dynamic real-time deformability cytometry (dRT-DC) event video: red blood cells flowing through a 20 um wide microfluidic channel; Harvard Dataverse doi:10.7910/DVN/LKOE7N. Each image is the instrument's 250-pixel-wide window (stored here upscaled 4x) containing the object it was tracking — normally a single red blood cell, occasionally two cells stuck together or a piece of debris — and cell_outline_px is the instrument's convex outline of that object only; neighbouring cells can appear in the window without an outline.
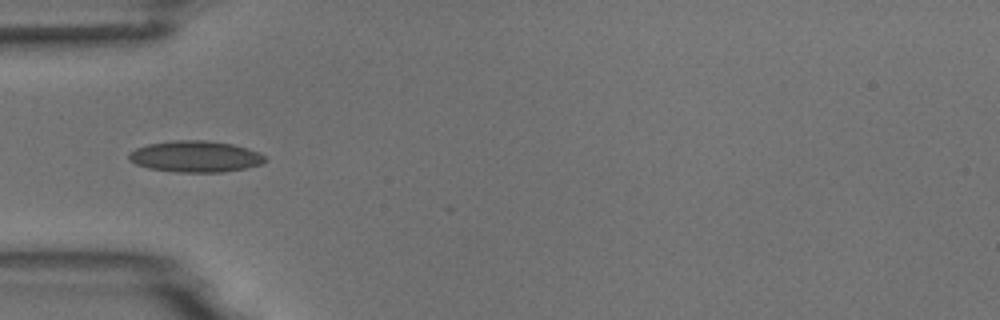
{"species": "common noctule bat (a hibernating species)", "species_latin": "Nyctalus noctula", "temperature_condition": "room temperature", "stored_images_in_passage": 7, "camera_frame_rate_fps": 3000, "um_per_image_px": 0.085, "animal": {"sex": "male", "body_mass_g": 18.8}, "frame": {"image": 1, "passage_image": 1, "time_ms": 0.0, "image_size_px": [1000, 320], "cell_outline_px": [[268, 160], [264, 164], [224, 172], [176, 172], [148, 168], [136, 164], [128, 160], [128, 152], [136, 148], [148, 144], [176, 140], [204, 140], [232, 144], [248, 148], [260, 152]], "centroid_in_image_um": [16.62, 13.3], "position_along_channel_um": 68.4, "area_um2": 25.03}}